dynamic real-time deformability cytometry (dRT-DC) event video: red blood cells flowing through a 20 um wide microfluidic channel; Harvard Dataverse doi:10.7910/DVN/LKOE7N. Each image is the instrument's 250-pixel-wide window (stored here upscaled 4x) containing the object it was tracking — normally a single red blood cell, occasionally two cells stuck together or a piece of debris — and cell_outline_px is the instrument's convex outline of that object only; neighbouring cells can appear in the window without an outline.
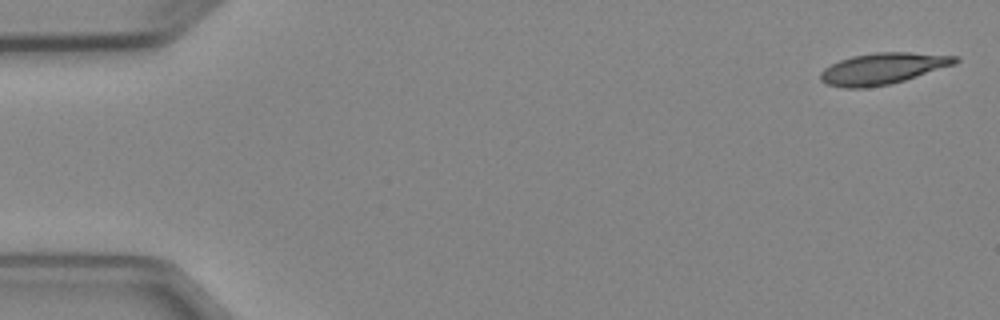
{"species": "Egyptian fruit bat (a non-hibernating species)", "species_latin": "Rousettus aegyptiacus", "temperature_condition": "cold", "stored_images_in_passage": 4, "camera_frame_rate_fps": 3000, "um_per_image_px": 0.085, "animal": {"sex": "female"}, "frame": {"image": 1, "passage_image": 1, "time_ms": 0.0, "image_size_px": [1000, 320], "cell_outline_px": [[960, 60], [956, 64], [904, 80], [888, 84], [864, 88], [844, 88], [828, 84], [820, 80], [820, 72], [824, 68], [840, 60], [852, 56], [876, 52], [912, 52], [960, 56]], "centroid_in_image_um": [75.06, 5.82], "position_along_channel_um": 9.9, "area_um2": 24.57}}
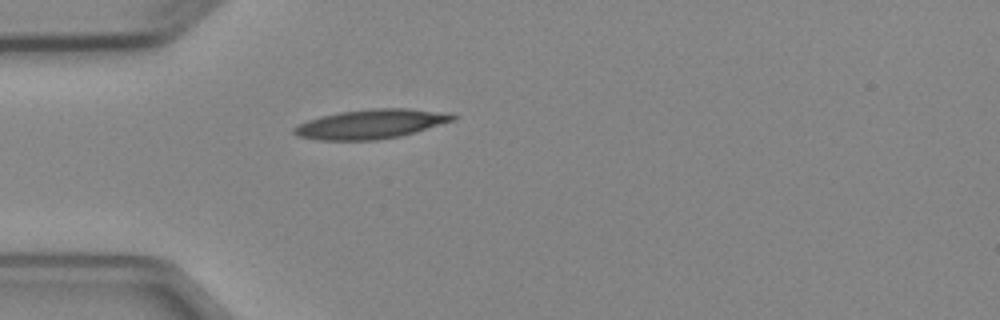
{"frame": {"image": 2, "passage_image": 4, "time_ms": 4.333, "image_size_px": [1000, 320], "cell_outline_px": [[456, 120], [400, 136], [376, 140], [320, 140], [296, 136], [292, 132], [292, 128], [296, 124], [320, 116], [340, 112], [372, 108], [408, 108], [452, 112], [456, 116]], "centroid_in_image_um": [31.53, 10.53], "position_along_channel_um": 53.5, "area_um2": 27.46}}